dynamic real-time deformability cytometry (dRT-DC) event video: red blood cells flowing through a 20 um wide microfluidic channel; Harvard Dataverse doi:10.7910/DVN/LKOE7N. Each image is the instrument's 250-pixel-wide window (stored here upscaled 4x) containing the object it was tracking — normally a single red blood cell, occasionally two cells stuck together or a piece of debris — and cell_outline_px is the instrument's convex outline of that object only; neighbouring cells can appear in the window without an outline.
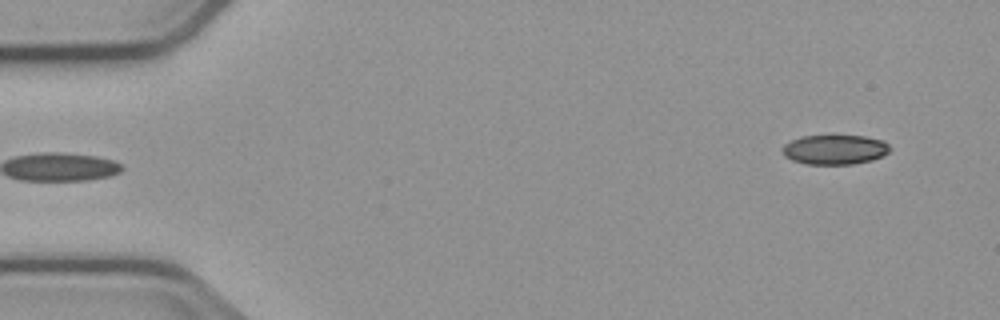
{"species": "common noctule bat (a hibernating species)", "species_latin": "Nyctalus noctula", "temperature_condition": "cold", "stored_images_in_passage": 5, "camera_frame_rate_fps": 3000, "um_per_image_px": 0.085, "animal": {"sex": "male", "body_mass_g": 23.1, "forearm_length_mm": 52.7}, "frame": {"image": 1, "passage_image": 5, "time_ms": 5.0, "image_size_px": [1000, 320], "cell_outline_px": [[892, 148], [884, 156], [872, 160], [852, 164], [804, 164], [792, 160], [784, 156], [780, 148], [784, 144], [800, 136], [864, 136], [884, 140]], "centroid_in_image_um": [70.95, 12.72], "position_along_channel_um": 14.0, "area_um2": 18.79}}